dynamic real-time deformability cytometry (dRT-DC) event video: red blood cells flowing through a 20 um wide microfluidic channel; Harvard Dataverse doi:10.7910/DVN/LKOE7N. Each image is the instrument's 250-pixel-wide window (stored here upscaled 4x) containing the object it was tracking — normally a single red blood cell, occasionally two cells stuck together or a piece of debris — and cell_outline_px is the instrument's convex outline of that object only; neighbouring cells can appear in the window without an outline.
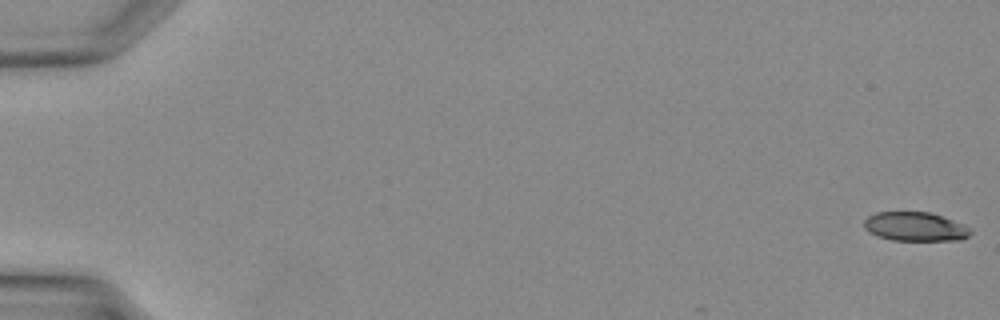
{"species": "Egyptian fruit bat (a non-hibernating species)", "species_latin": "Rousettus aegyptiacus", "temperature_condition": "warm", "stored_images_in_passage": 35, "camera_frame_rate_fps": 3000, "um_per_image_px": 0.085, "animal": {"sex": "female"}, "frame": {"image": 1, "passage_image": 1, "time_ms": 0.0, "image_size_px": [1000, 320], "cell_outline_px": [[972, 232], [964, 240], [892, 240], [868, 232], [864, 228], [864, 220], [868, 216], [876, 212], [928, 212], [964, 224]], "centroid_in_image_um": [77.78, 19.26], "position_along_channel_um": 7.2, "area_um2": 17.86}}